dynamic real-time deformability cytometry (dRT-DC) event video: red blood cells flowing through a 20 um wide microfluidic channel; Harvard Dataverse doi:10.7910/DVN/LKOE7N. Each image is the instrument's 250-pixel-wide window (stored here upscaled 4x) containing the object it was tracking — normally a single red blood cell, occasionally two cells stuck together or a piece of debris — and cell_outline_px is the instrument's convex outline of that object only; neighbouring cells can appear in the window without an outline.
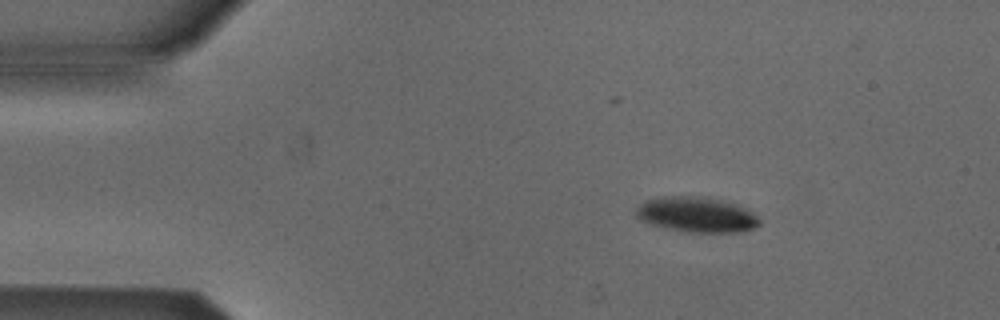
{"species": "Egyptian fruit bat (a non-hibernating species)", "species_latin": "Rousettus aegyptiacus", "temperature_condition": "cold", "stored_images_in_passage": 3, "camera_frame_rate_fps": 3000, "um_per_image_px": 0.085, "animal": {"sex": "male"}, "frame": {"image": 1, "passage_image": 1, "time_ms": 0.0, "image_size_px": [1000, 320], "cell_outline_px": [[760, 224], [752, 228], [740, 232], [688, 232], [668, 228], [652, 224], [636, 216], [636, 208], [644, 200], [664, 196], [704, 196], [724, 200], [736, 204], [744, 208], [756, 216], [760, 220]], "centroid_in_image_um": [59.21, 18.22], "position_along_channel_um": 25.8, "area_um2": 25.2}}